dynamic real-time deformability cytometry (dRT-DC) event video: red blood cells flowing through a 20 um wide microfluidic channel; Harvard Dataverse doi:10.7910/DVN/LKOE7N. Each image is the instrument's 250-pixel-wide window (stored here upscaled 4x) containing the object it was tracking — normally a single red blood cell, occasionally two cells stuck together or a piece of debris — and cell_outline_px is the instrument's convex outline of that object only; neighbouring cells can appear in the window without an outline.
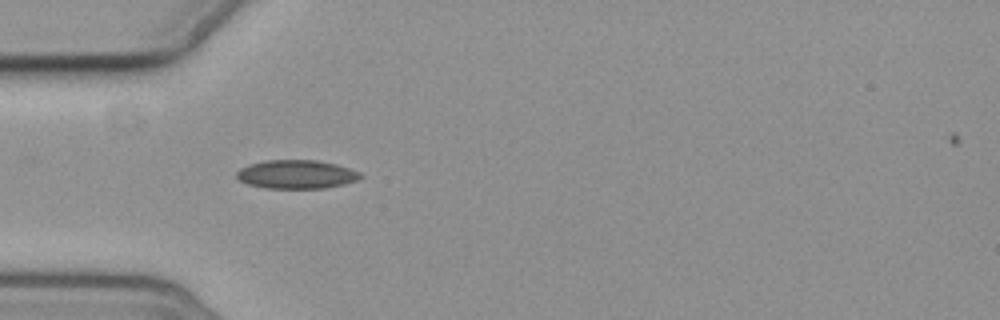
{"species": "common noctule bat (a hibernating species)", "species_latin": "Nyctalus noctula", "temperature_condition": "cold", "stored_images_in_passage": 3, "camera_frame_rate_fps": 3000, "um_per_image_px": 0.085, "animal": {"sex": "female", "body_mass_g": 19.3, "forearm_length_mm": 54.1}, "frame": {"image": 1, "passage_image": 1, "time_ms": 0.0, "image_size_px": [1000, 320], "cell_outline_px": [[364, 176], [356, 180], [324, 188], [264, 188], [248, 184], [240, 180], [236, 176], [236, 172], [240, 168], [248, 164], [264, 160], [316, 160], [336, 164], [360, 172]], "centroid_in_image_um": [25.16, 14.81], "position_along_channel_um": 59.8, "area_um2": 20.58}}
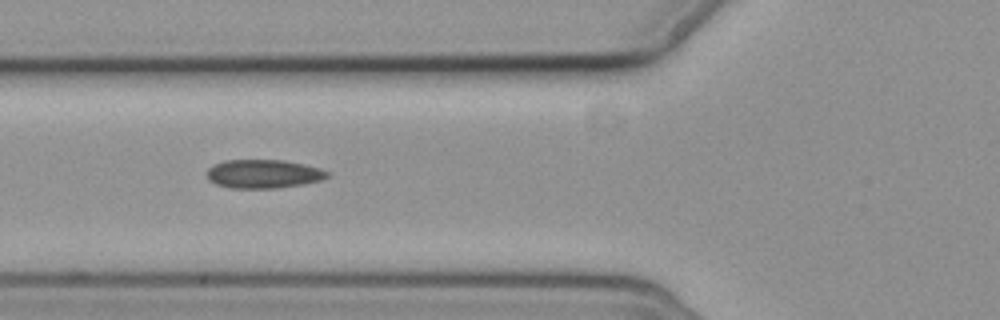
{"frame": {"image": 2, "passage_image": 2, "time_ms": 1.333, "image_size_px": [1000, 320], "cell_outline_px": [[328, 176], [320, 180], [304, 184], [276, 188], [228, 188], [216, 184], [208, 180], [208, 168], [212, 164], [224, 160], [284, 160], [304, 164], [320, 168], [328, 172]], "centroid_in_image_um": [22.36, 14.78], "position_along_channel_um": 103.4, "area_um2": 20.17}}
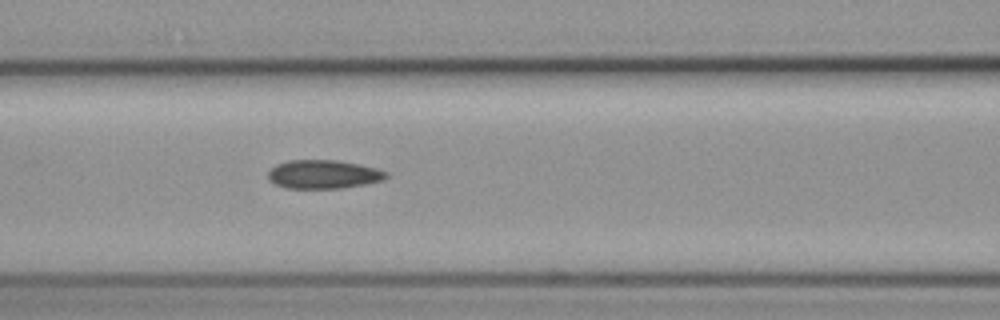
{"frame": {"image": 3, "passage_image": 3, "time_ms": 2.333, "image_size_px": [1000, 320], "cell_outline_px": [[388, 176], [384, 180], [364, 184], [340, 188], [288, 188], [276, 184], [268, 176], [268, 172], [276, 164], [288, 160], [336, 160], [360, 164], [376, 168], [388, 172]], "centroid_in_image_um": [27.52, 14.8], "position_along_channel_um": 139.1, "area_um2": 19.59}}